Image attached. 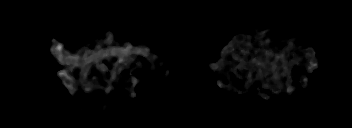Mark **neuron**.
<instances>
[{
    "label": "neuron",
    "instance_id": "2dd73e0c",
    "mask_svg": "<svg viewBox=\"0 0 352 128\" xmlns=\"http://www.w3.org/2000/svg\"><path fill=\"white\" fill-rule=\"evenodd\" d=\"M267 33V30L262 32L261 34H258L257 38H263ZM247 38L249 39V36L247 35H235L233 37V39L230 41V43L225 47V50H223V53H221L222 55L219 56L220 57V62L214 65H210L209 67L211 68L212 72L213 70H215L216 68H218L219 66H222L223 64V60H226L228 63H229V71H232V68H233V63L231 62V59L227 58L225 59V54L226 52H228V50L232 49L231 52H230V56L231 58H242V61H243V57L248 55V50L247 49H244L242 52L240 53H237L236 51H234V46L237 44V43H240V38ZM112 41V34H111V38L107 39V44H110V42ZM53 42L55 43V48L53 50H51V53L56 57V59L58 60V62H60L62 65H65V66H69V71L67 73V71L63 72L61 71L60 73H58V75H60V79L63 81V83L65 84V86L68 87V90H69V93L74 95V88H73V85H78L79 82H82L84 83V76L86 74V71L92 66H94V63L95 61L97 60H100L101 58L103 57H107V56H113V57H116L118 58V60L116 61V63L114 64L115 66V69H114V72H110V69H107V68H102L103 69V75L105 72H107L108 74H110L111 77H116L117 75V71H119V69H122V66L126 64L127 60L130 61V60H134L135 57L131 56L132 53H138L139 55H144V56H147L148 60H154L155 57L157 59H159V57L157 56H154V55H149V50H146L145 48H136V47H133L131 46L129 43H125L124 46H122L121 48H118L117 46L115 47H107L105 49H102L101 46H103V44H101V41H99L98 45L96 46V51H93L91 52L90 50L84 48V47H81V51L84 53L82 56H79L77 53L76 54H73V55H70L68 54L66 51H64L62 49V44L61 43H58L56 40H53ZM255 42H251L250 43V46L252 47V50L255 52V59H254V56H252V59L249 61V63H246L245 65L243 64L242 66V69H245V67L248 69V70H253L254 72V68L255 66H257L256 70L259 71L260 73V77H261V83L259 84H263L265 85V87H270L271 83L273 82V80L276 79V75H275V72L278 71L282 76H284V74H286V72H289L290 70V67L291 65L293 64L294 65V60L293 59H288L289 57V52H290V48L294 45H296L295 42H290V44L283 48L282 50V61H286L288 60V65L285 67V68H281L279 67V61H280V58L281 56H279V54H276L275 55H271V52L268 54V51H266V55L264 57V59H260V54H261V51H260V46H267V45H271V46H274V44L270 43L269 41H261L259 43V46H256L254 44ZM304 53H307L309 56L312 57L311 59V63L312 65L310 64H304V61L300 60V64L301 66H305L308 71L310 73L313 72V66L318 67V63H317V58L316 57H313V54H314V49L311 47V48H308L306 51H304ZM258 54V55H257ZM258 56V57H257ZM271 58V61L277 63L276 66L272 67L270 66L268 68V71H265V64L267 63V60L269 62V57ZM124 58H128V59H124ZM270 61V62H271ZM73 67H76L78 68L81 72H80V79L79 80H73L72 78V75H73ZM71 71V74L69 73ZM114 74V75H113ZM102 75V76H103ZM136 78L134 77L133 80H132V86L130 90H128V92L131 94V98H135L136 97V94L132 95V90H133V87H134V83H136ZM309 81V78L308 77H303L301 78V83L303 84L304 87L307 86V83ZM96 85L94 83L89 82V85L85 84L86 85V90L87 92L89 91V89L91 88V86H93V88H98V83L99 81L96 80ZM249 82V84H248ZM250 82H252L254 85V80L252 78V75L250 74V76H248L245 80V82H243V87H244V90H247L248 87L251 86ZM291 80H289V83L287 81L286 83V86H287V91L288 93H292L295 89L291 87ZM219 87H224V89H227L226 87L228 85H223L221 84V82H219ZM96 86V87H95ZM109 89H112V88H104V93L106 94L107 91H109ZM271 92L273 94H277L279 91L275 90L272 88ZM261 98L263 100H267L270 98V96H266V95H261Z\"/></svg>",
    "mask_w": 352,
    "mask_h": 128
}]
</instances>
